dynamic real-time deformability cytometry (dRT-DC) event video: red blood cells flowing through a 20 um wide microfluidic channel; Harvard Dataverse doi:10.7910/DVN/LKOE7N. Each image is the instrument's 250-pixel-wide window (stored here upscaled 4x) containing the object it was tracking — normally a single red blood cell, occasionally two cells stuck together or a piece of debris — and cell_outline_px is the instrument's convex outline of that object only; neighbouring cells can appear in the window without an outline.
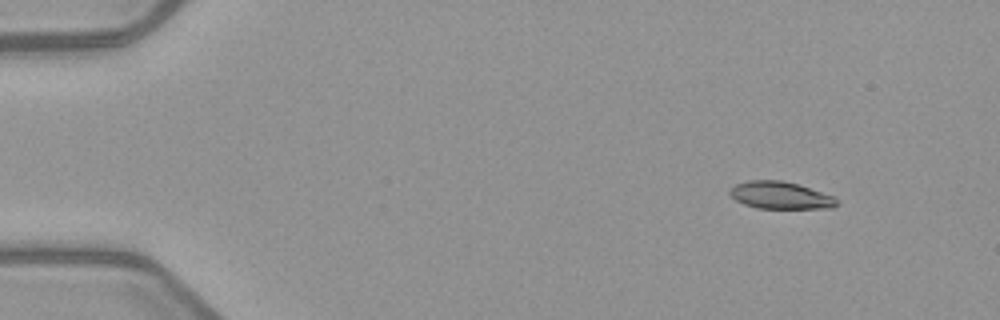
{"species": "common noctule bat (a hibernating species)", "species_latin": "Nyctalus noctula", "temperature_condition": "warm", "stored_images_in_passage": 5, "camera_frame_rate_fps": 3000, "um_per_image_px": 0.085, "animal": {"sex": "female", "body_mass_g": 21.9}, "frame": {"image": 1, "passage_image": 2, "time_ms": 2.0, "image_size_px": [1000, 320], "cell_outline_px": [[840, 204], [832, 208], [756, 208], [744, 204], [736, 200], [728, 192], [736, 184], [748, 180], [780, 180], [796, 184], [836, 196]], "centroid_in_image_um": [66.37, 16.61], "position_along_channel_um": 18.6, "area_um2": 16.99}}
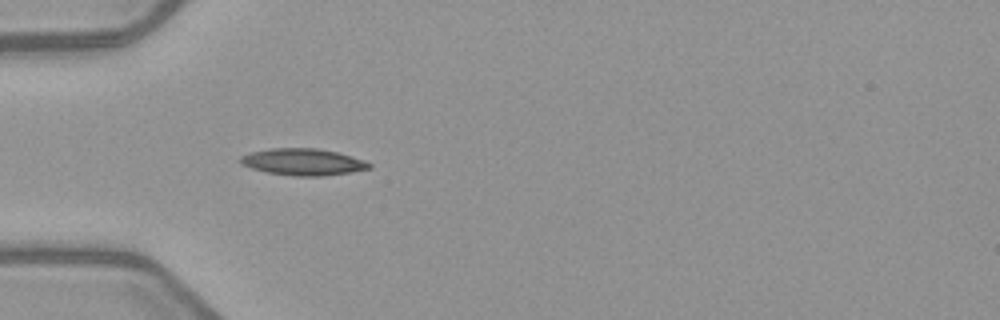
{"frame": {"image": 2, "passage_image": 5, "time_ms": 5.667, "image_size_px": [1000, 320], "cell_outline_px": [[372, 168], [352, 172], [324, 176], [292, 176], [268, 172], [252, 168], [240, 164], [240, 156], [248, 152], [272, 148], [316, 148], [336, 152], [352, 156], [364, 160], [372, 164]], "centroid_in_image_um": [25.76, 13.76], "position_along_channel_um": 59.2, "area_um2": 20.17}}